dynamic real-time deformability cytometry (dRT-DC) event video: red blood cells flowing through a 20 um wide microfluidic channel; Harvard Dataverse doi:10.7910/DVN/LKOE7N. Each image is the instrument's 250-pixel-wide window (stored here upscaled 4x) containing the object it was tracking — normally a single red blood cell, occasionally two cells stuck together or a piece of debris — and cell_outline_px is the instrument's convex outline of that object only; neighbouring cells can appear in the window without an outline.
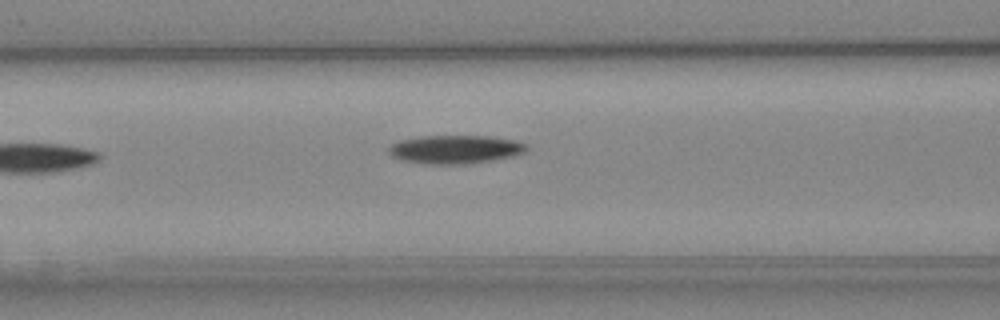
{"species": "Egyptian fruit bat (a non-hibernating species)", "species_latin": "Rousettus aegyptiacus", "temperature_condition": "cold", "stored_images_in_passage": 6, "camera_frame_rate_fps": 3000, "um_per_image_px": 0.085, "animal": {"sex": "female"}, "frame": {"image": 1, "passage_image": 6, "time_ms": 5.667, "image_size_px": [1000, 320], "cell_outline_px": [[528, 148], [524, 152], [512, 156], [492, 160], [468, 164], [424, 164], [400, 160], [392, 156], [388, 152], [388, 148], [392, 144], [400, 140], [420, 136], [492, 136], [516, 140], [528, 144]], "centroid_in_image_um": [38.69, 12.69], "position_along_channel_um": 127.9, "area_um2": 23.06}}